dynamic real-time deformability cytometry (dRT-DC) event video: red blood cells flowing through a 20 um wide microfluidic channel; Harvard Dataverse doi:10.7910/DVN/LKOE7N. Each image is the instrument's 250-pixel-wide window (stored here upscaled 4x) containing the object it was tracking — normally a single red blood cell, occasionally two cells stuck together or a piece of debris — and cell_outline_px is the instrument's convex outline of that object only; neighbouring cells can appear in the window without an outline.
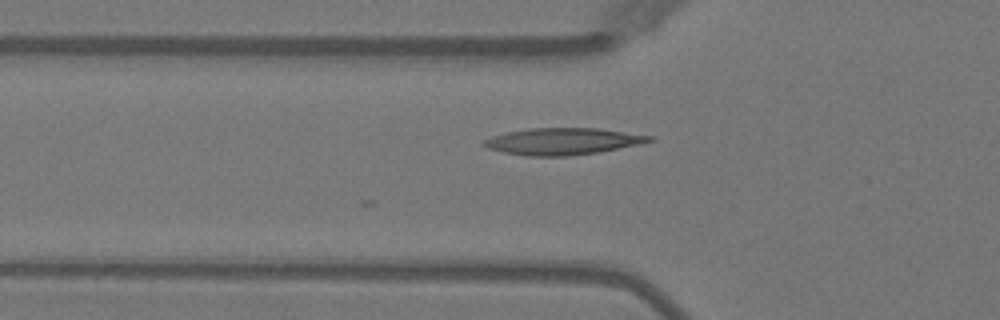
{"species": "Egyptian fruit bat (a non-hibernating species)", "species_latin": "Rousettus aegyptiacus", "temperature_condition": "warm", "stored_images_in_passage": 5, "camera_frame_rate_fps": 3000, "um_per_image_px": 0.085, "animal": {"sex": "female"}, "frame": {"image": 1, "passage_image": 5, "time_ms": 5.0, "image_size_px": [1000, 320], "cell_outline_px": [[656, 140], [644, 144], [600, 152], [572, 156], [524, 156], [504, 152], [488, 148], [480, 144], [484, 140], [492, 136], [504, 132], [528, 128], [600, 128], [652, 136]], "centroid_in_image_um": [47.87, 12.02], "position_along_channel_um": 77.9, "area_um2": 26.24}}